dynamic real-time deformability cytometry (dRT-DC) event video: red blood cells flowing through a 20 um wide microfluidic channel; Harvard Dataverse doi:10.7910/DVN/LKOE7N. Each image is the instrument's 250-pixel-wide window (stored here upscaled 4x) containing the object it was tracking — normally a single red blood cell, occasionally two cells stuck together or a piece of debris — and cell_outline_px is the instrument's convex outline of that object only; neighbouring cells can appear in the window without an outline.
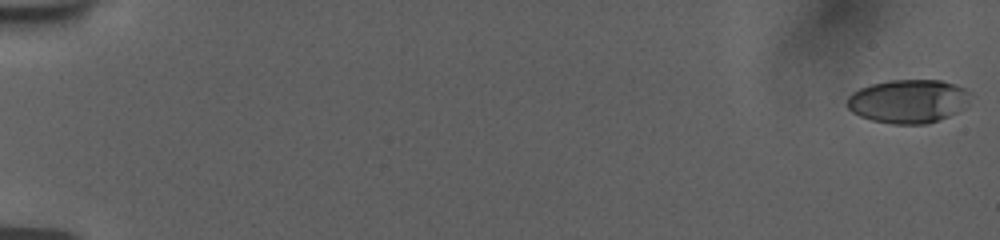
{"species": "human", "species_latin": "Homo sapiens", "temperature_condition": "room temperature", "stored_images_in_passage": 18, "camera_frame_rate_fps": 3000, "um_per_image_px": 0.085, "donor": {"sex": "female"}, "frame": {"image": 1, "passage_image": 1, "time_ms": 0.0, "image_size_px": [1000, 240], "cell_outline_px": [[976, 96], [964, 108], [940, 120], [928, 124], [892, 124], [872, 120], [860, 116], [852, 112], [848, 108], [848, 96], [852, 92], [860, 88], [872, 84], [888, 80], [940, 80], [956, 84], [972, 92]], "centroid_in_image_um": [77.28, 8.6], "position_along_channel_um": 7.7, "area_um2": 31.79}}
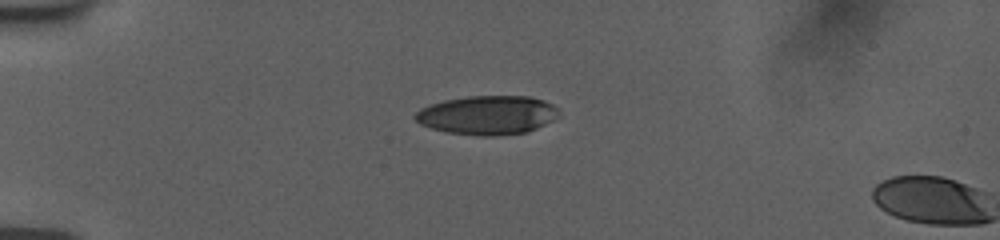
{"frame": {"image": 2, "passage_image": 16, "time_ms": 5.0, "image_size_px": [1000, 240], "cell_outline_px": [[560, 116], [528, 132], [496, 136], [480, 136], [444, 132], [420, 124], [412, 116], [420, 108], [444, 100], [468, 96], [528, 96], [544, 100], [552, 104], [560, 112]], "centroid_in_image_um": [41.43, 9.79], "position_along_channel_um": 43.6, "area_um2": 32.77}}